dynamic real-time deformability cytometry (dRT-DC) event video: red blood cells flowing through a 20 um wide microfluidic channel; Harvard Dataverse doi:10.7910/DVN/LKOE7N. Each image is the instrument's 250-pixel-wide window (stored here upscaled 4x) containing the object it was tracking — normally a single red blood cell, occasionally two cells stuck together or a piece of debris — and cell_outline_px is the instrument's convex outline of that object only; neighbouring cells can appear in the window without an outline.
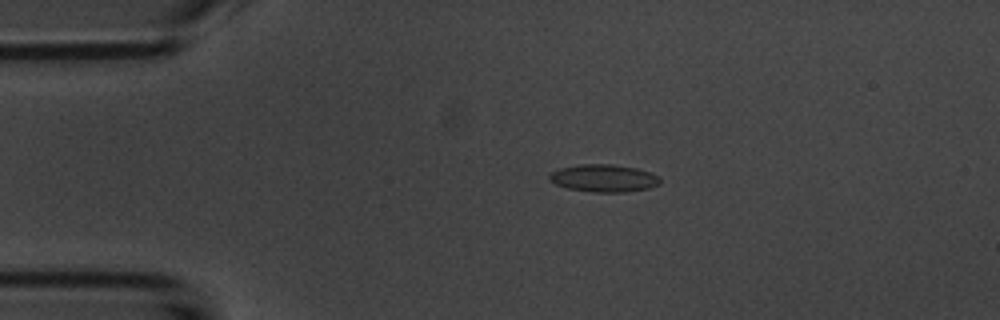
{"species": "common noctule bat (a hibernating species)", "species_latin": "Nyctalus noctula", "temperature_condition": "room temperature", "stored_images_in_passage": 53, "camera_frame_rate_fps": 3000, "um_per_image_px": 0.085, "animal": {"sex": "male", "body_mass_g": 20.1, "forearm_length_mm": 53.5}, "frame": {"image": 1, "passage_image": 10, "time_ms": 3.0, "image_size_px": [1000, 320], "cell_outline_px": [[660, 184], [648, 188], [624, 192], [592, 192], [568, 188], [556, 184], [548, 180], [548, 176], [552, 172], [560, 168], [580, 164], [612, 164], [636, 168], [648, 172], [656, 176], [660, 180]], "centroid_in_image_um": [51.28, 15.14], "position_along_channel_um": 33.7, "area_um2": 17.57}}
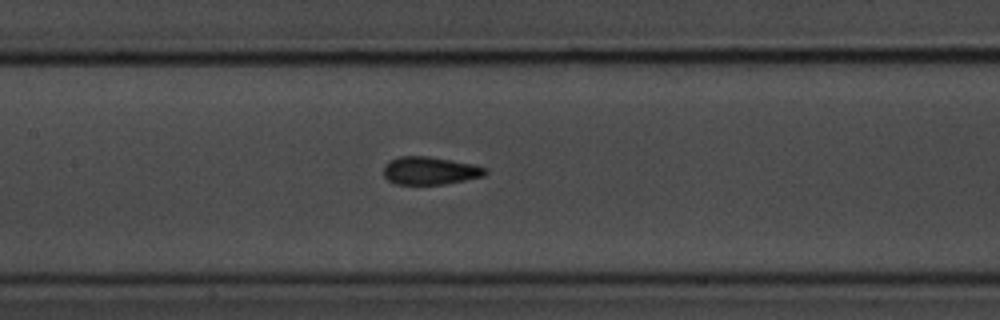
{"frame": {"image": 2, "passage_image": 24, "time_ms": 7.667, "image_size_px": [1000, 320], "cell_outline_px": [[488, 172], [484, 176], [444, 184], [396, 184], [388, 180], [384, 176], [384, 164], [388, 160], [400, 156], [428, 156], [472, 164], [488, 168]], "centroid_in_image_um": [36.53, 14.5], "position_along_channel_um": 170.9, "area_um2": 16.53}}
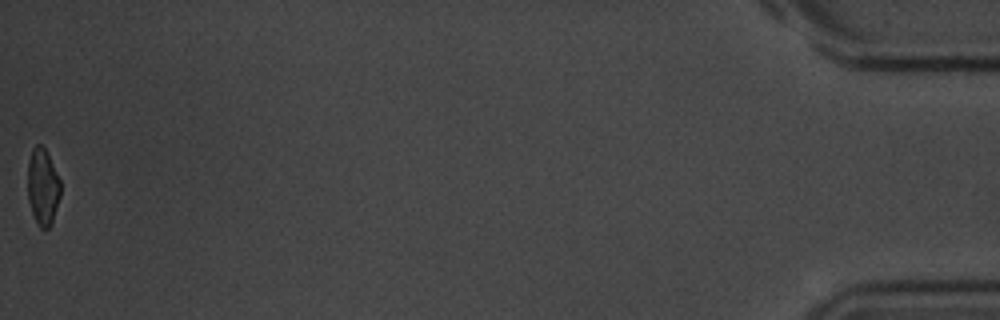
{"frame": {"image": 3, "passage_image": 53, "time_ms": 17.333, "image_size_px": [1000, 320], "cell_outline_px": [[60, 196], [52, 224], [48, 228], [40, 228], [32, 212], [28, 200], [28, 160], [32, 148], [36, 144], [40, 144], [44, 148], [60, 180]], "centroid_in_image_um": [3.63, 15.89], "position_along_channel_um": 431.6, "area_um2": 14.51}, "authors_computed_cell_mechanics": {"area_um2": 16.4152, "velocity_mm_per_s": 3.7321, "shape_relaxation_time_tau1_ms": 2.7061, "shape_relaxation_time_tau2_ms": 1.1187, "deformation_change_tau1": 0.0996, "deformation_change_tau2": 0.07}}